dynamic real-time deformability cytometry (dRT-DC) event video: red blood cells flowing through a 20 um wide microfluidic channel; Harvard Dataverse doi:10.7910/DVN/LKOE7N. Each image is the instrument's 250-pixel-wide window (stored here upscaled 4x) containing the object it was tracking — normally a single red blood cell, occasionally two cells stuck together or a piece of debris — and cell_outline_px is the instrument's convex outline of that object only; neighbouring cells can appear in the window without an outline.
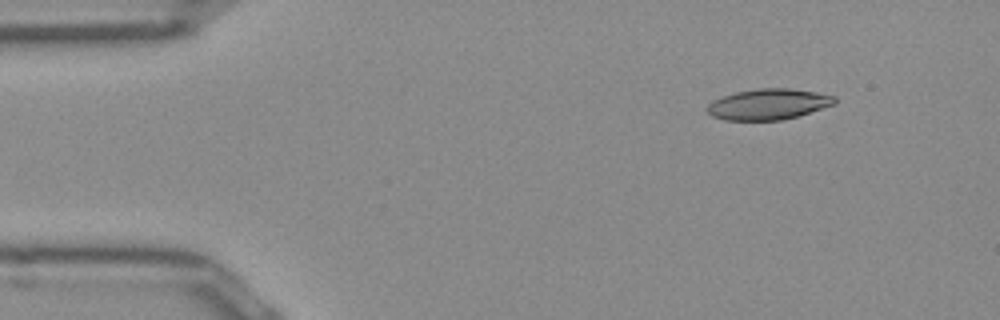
{"species": "Egyptian fruit bat (a non-hibernating species)", "species_latin": "Rousettus aegyptiacus", "temperature_condition": "room temperature", "stored_images_in_passage": 46, "camera_frame_rate_fps": 3000, "um_per_image_px": 0.085, "frame": {"image": 1, "passage_image": 1, "time_ms": 0.0, "image_size_px": [1000, 320], "cell_outline_px": [[836, 104], [796, 116], [780, 120], [724, 120], [712, 116], [704, 108], [712, 100], [736, 92], [756, 88], [788, 88], [816, 92], [836, 96]], "centroid_in_image_um": [65.29, 8.85], "position_along_channel_um": 19.7, "area_um2": 22.89}}
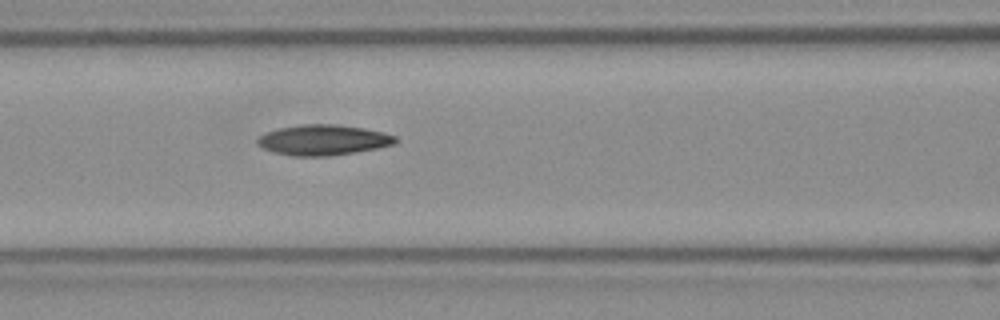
{"frame": {"image": 2, "passage_image": 16, "time_ms": 5.0, "image_size_px": [1000, 320], "cell_outline_px": [[400, 140], [392, 144], [376, 148], [328, 156], [292, 156], [276, 152], [264, 148], [256, 140], [264, 132], [276, 128], [304, 124], [336, 124], [364, 128], [384, 132], [396, 136]], "centroid_in_image_um": [27.48, 11.88], "position_along_channel_um": 139.1, "area_um2": 24.33}}
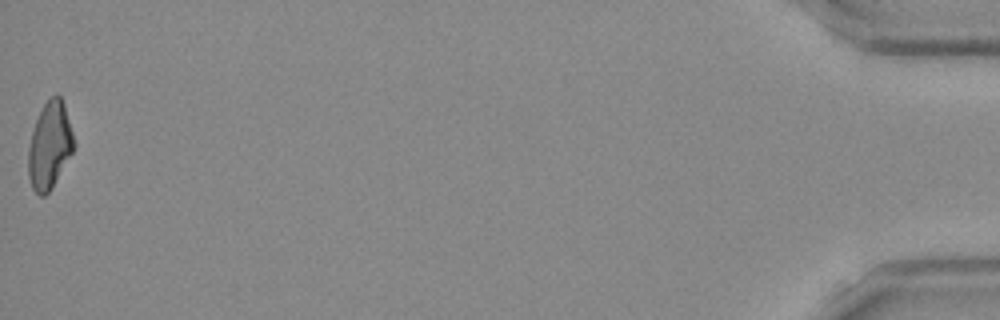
{"frame": {"image": 3, "passage_image": 46, "time_ms": 15.0, "image_size_px": [1000, 320], "cell_outline_px": [[76, 144], [72, 152], [52, 188], [44, 196], [40, 196], [32, 188], [28, 176], [28, 148], [32, 132], [36, 120], [44, 104], [56, 92], [60, 96], [64, 104]], "centroid_in_image_um": [4.22, 12.37], "position_along_channel_um": 431.0, "area_um2": 22.95}, "authors_computed_cell_mechanics": {"area_um2": 23.409, "velocity_mm_per_s": 3.9572, "shape_relaxation_time_tau1_ms": null, "shape_relaxation_time_tau2_ms": 6.368, "deformation_change_tau1": null, "deformation_change_tau2": 0.1601}}